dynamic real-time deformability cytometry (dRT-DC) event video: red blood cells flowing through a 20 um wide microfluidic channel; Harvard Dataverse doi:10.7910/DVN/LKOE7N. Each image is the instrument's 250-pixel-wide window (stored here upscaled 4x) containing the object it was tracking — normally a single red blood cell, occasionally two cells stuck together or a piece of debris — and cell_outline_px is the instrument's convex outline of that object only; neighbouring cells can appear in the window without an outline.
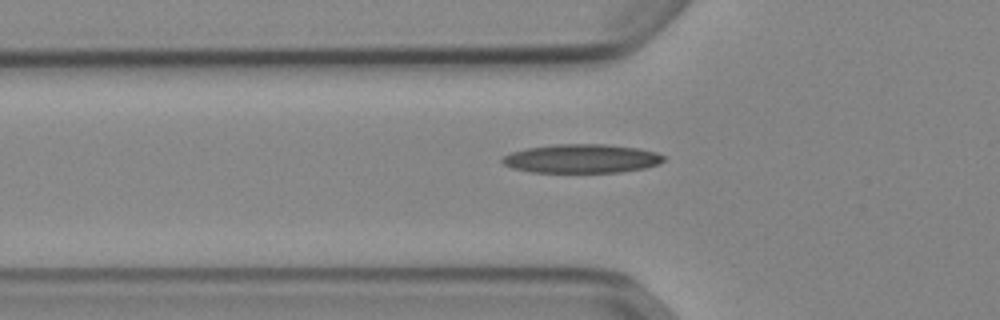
{"species": "Egyptian fruit bat (a non-hibernating species)", "species_latin": "Rousettus aegyptiacus", "temperature_condition": "cold", "stored_images_in_passage": 35, "camera_frame_rate_fps": 3000, "um_per_image_px": 0.085, "animal": {"sex": "female"}, "frame": {"image": 1, "passage_image": 2, "time_ms": 0.333, "image_size_px": [1000, 320], "cell_outline_px": [[664, 160], [660, 164], [644, 168], [620, 172], [532, 172], [512, 168], [504, 164], [500, 160], [504, 156], [512, 152], [528, 148], [556, 144], [604, 144], [640, 148], [656, 152], [664, 156]], "centroid_in_image_um": [49.46, 13.48], "position_along_channel_um": 76.3, "area_um2": 27.05}}
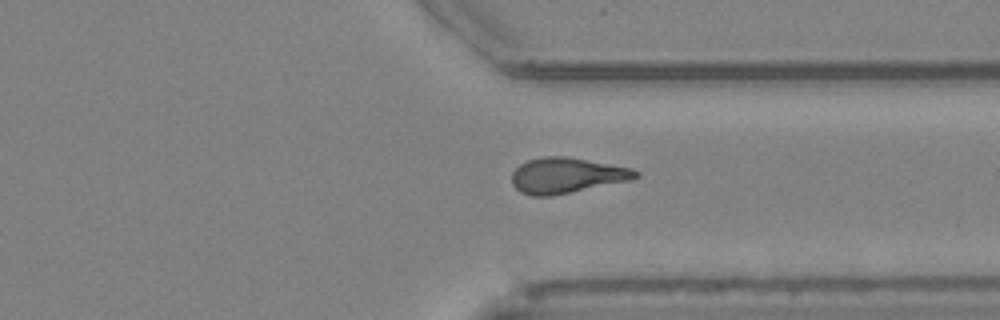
{"frame": {"image": 2, "passage_image": 24, "time_ms": 7.667, "image_size_px": [1000, 320], "cell_outline_px": [[640, 176], [632, 180], [548, 196], [532, 196], [520, 192], [512, 184], [512, 172], [520, 164], [528, 160], [544, 156], [564, 156], [632, 168], [640, 172]], "centroid_in_image_um": [48.16, 14.91], "position_along_channel_um": 363.2, "area_um2": 25.43}}
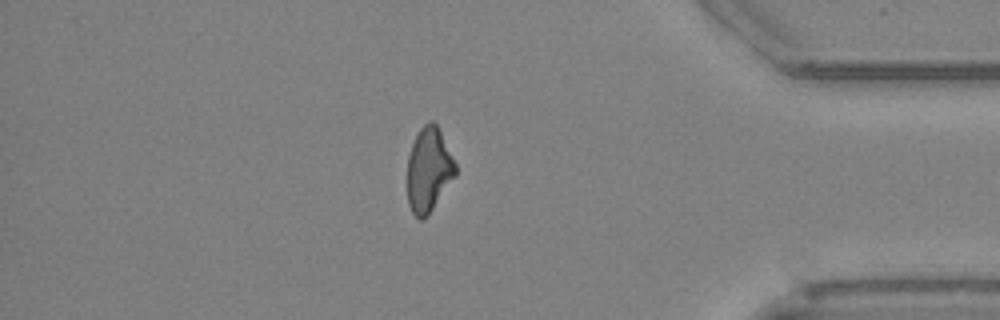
{"frame": {"image": 3, "passage_image": 29, "time_ms": 9.333, "image_size_px": [1000, 320], "cell_outline_px": [[456, 176], [428, 216], [420, 220], [412, 212], [408, 204], [408, 156], [412, 144], [420, 128], [428, 120], [432, 120], [436, 124], [456, 164]], "centroid_in_image_um": [36.44, 14.46], "position_along_channel_um": 398.8, "area_um2": 23.58}}